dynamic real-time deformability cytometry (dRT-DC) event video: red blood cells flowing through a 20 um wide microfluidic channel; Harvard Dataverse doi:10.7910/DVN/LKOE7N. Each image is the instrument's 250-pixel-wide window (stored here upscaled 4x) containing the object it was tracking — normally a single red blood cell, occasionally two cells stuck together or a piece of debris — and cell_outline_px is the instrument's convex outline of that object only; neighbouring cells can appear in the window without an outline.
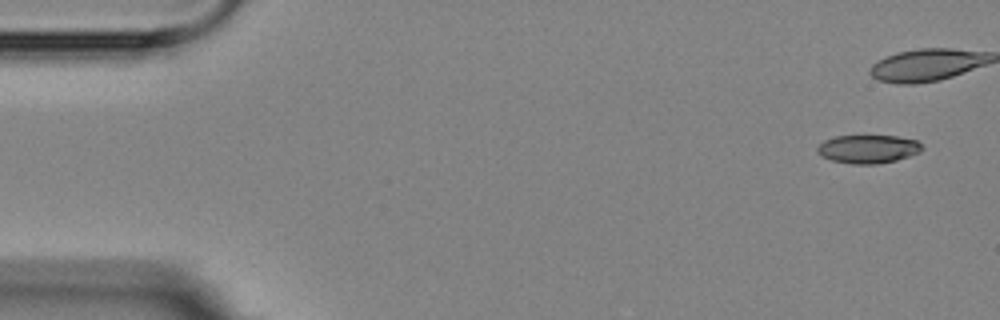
{"species": "Egyptian fruit bat (a non-hibernating species)", "species_latin": "Rousettus aegyptiacus", "temperature_condition": "room temperature", "stored_images_in_passage": 5, "camera_frame_rate_fps": 3000, "um_per_image_px": 0.085, "animal": {"sex": "female"}, "frame": {"image": 1, "passage_image": 1, "time_ms": 0.0, "image_size_px": [1000, 320], "cell_outline_px": [[924, 148], [920, 152], [896, 160], [876, 164], [852, 164], [832, 160], [816, 152], [816, 148], [824, 140], [836, 136], [896, 136], [916, 140]], "centroid_in_image_um": [73.78, 12.66], "position_along_channel_um": 11.2, "area_um2": 17.17}}
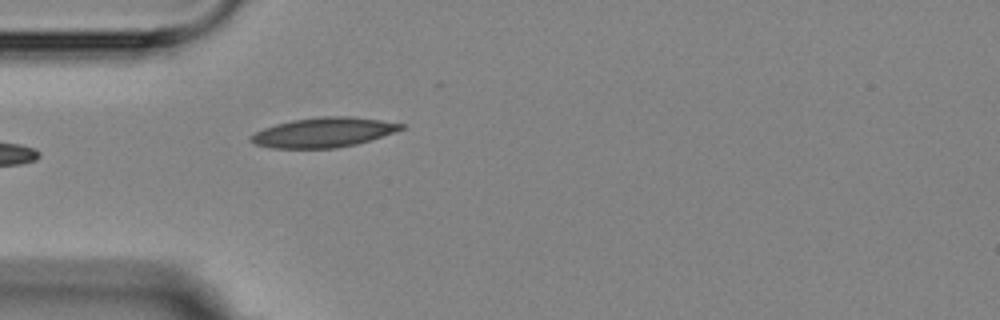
{"frame": {"image": 2, "passage_image": 5, "time_ms": 5.333, "image_size_px": [1000, 320], "cell_outline_px": [[404, 128], [396, 132], [356, 144], [336, 148], [272, 148], [256, 144], [248, 140], [248, 136], [264, 128], [276, 124], [292, 120], [320, 116], [352, 116], [380, 120], [404, 124]], "centroid_in_image_um": [27.49, 11.25], "position_along_channel_um": 57.5, "area_um2": 26.01}}